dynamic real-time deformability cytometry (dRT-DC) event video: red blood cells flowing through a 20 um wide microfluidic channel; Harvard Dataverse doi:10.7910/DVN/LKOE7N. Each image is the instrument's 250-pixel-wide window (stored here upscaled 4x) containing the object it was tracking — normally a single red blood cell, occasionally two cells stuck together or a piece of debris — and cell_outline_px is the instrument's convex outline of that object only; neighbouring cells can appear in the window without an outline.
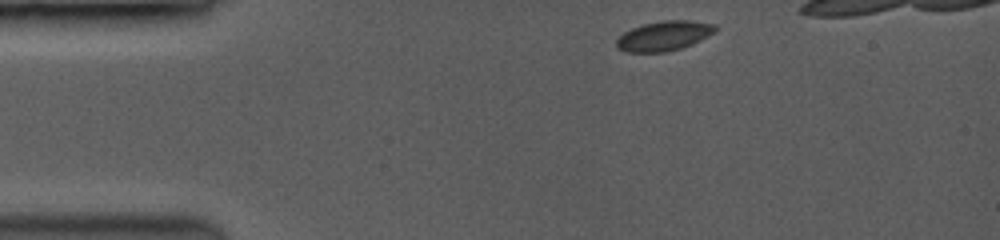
{"species": "common noctule bat (a hibernating species)", "species_latin": "Nyctalus noctula", "temperature_condition": "room temperature", "stored_images_in_passage": 16, "camera_frame_rate_fps": 3500, "um_per_image_px": 0.085, "animal": {"sex": "female", "body_mass_g": 19.0, "forearm_length_mm": 53.3}, "frame": {"image": 1, "passage_image": 1, "time_ms": 0.0, "image_size_px": [1000, 240], "cell_outline_px": [[716, 28], [712, 32], [680, 48], [664, 52], [628, 52], [620, 48], [616, 44], [616, 40], [624, 32], [632, 28], [644, 24], [664, 20], [688, 20], [712, 24]], "centroid_in_image_um": [56.35, 3.04], "position_along_channel_um": 28.6, "area_um2": 16.36}}
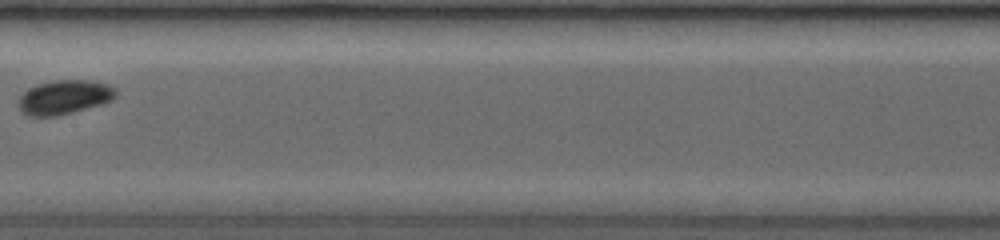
{"frame": {"image": 2, "passage_image": 8, "time_ms": 5.714, "image_size_px": [1000, 240], "cell_outline_px": [[116, 92], [112, 100], [68, 112], [52, 116], [32, 116], [24, 112], [20, 108], [20, 96], [28, 88], [36, 84], [56, 80], [88, 80], [104, 84], [112, 88]], "centroid_in_image_um": [5.41, 8.23], "position_along_channel_um": 202.0, "area_um2": 18.5}}
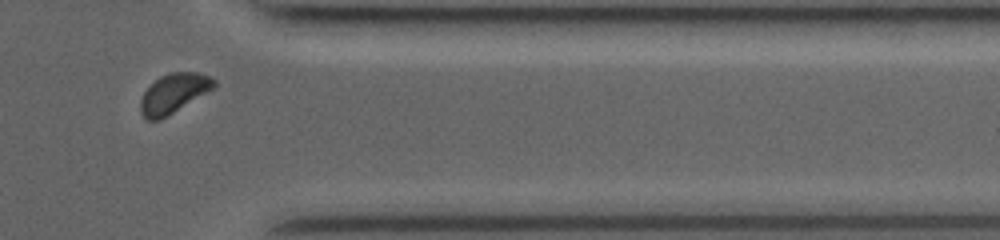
{"frame": {"image": 3, "passage_image": 14, "time_ms": 10.571, "image_size_px": [1000, 240], "cell_outline_px": [[216, 84], [212, 88], [160, 120], [144, 120], [140, 112], [140, 100], [144, 92], [160, 76], [172, 72], [200, 72], [216, 80]], "centroid_in_image_um": [14.72, 7.94], "position_along_channel_um": 396.7, "area_um2": 16.53}}